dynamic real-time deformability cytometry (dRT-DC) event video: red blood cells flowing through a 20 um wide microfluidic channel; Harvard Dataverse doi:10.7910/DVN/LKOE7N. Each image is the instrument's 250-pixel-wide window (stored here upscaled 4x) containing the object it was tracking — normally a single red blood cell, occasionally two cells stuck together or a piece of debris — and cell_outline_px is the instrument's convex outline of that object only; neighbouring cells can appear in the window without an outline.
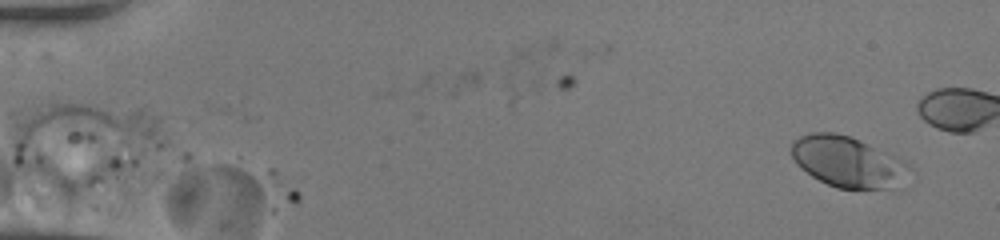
{"species": "human", "species_latin": "Homo sapiens", "temperature_condition": "room temperature", "stored_images_in_passage": 4, "camera_frame_rate_fps": 3000, "um_per_image_px": 0.085, "donor": {"sex": "female"}, "frame": {"image": 1, "passage_image": 1, "time_ms": 0.0, "image_size_px": [1000, 240], "cell_outline_px": [[912, 168], [888, 188], [836, 188], [812, 176], [800, 168], [796, 164], [792, 156], [792, 140], [800, 136], [812, 132], [836, 132], [848, 136], [908, 164]], "centroid_in_image_um": [71.91, 13.73], "position_along_channel_um": 13.1, "area_um2": 33.47}}
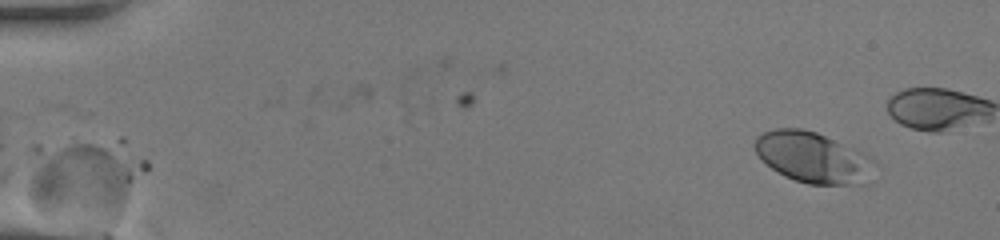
{"frame": {"image": 2, "passage_image": 3, "time_ms": 0.667, "image_size_px": [1000, 240], "cell_outline_px": [[148, 168], [120, 208], [112, 212], [44, 212], [32, 200], [32, 144], [92, 144], [112, 148], [148, 160]], "centroid_in_image_um": [7.08, 15.08], "position_along_channel_um": 77.9, "area_um2": 48.61}}